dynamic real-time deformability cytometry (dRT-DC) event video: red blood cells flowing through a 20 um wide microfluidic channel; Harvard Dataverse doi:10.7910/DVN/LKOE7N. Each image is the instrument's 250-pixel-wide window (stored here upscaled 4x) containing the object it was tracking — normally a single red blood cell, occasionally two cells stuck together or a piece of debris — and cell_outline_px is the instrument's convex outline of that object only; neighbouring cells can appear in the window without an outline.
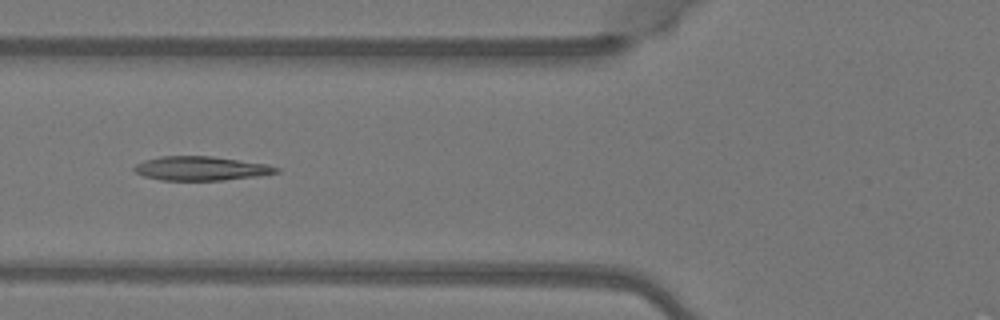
{"species": "Egyptian fruit bat (a non-hibernating species)", "species_latin": "Rousettus aegyptiacus", "temperature_condition": "warm", "stored_images_in_passage": 5, "camera_frame_rate_fps": 3000, "um_per_image_px": 0.085, "animal": {"sex": "female"}, "frame": {"image": 1, "passage_image": 5, "time_ms": 1.333, "image_size_px": [1000, 320], "cell_outline_px": [[280, 172], [260, 176], [224, 180], [160, 180], [144, 176], [136, 172], [132, 168], [136, 164], [144, 160], [160, 156], [212, 156], [268, 164], [280, 168]], "centroid_in_image_um": [17.11, 14.31], "position_along_channel_um": 108.7, "area_um2": 20.06}}